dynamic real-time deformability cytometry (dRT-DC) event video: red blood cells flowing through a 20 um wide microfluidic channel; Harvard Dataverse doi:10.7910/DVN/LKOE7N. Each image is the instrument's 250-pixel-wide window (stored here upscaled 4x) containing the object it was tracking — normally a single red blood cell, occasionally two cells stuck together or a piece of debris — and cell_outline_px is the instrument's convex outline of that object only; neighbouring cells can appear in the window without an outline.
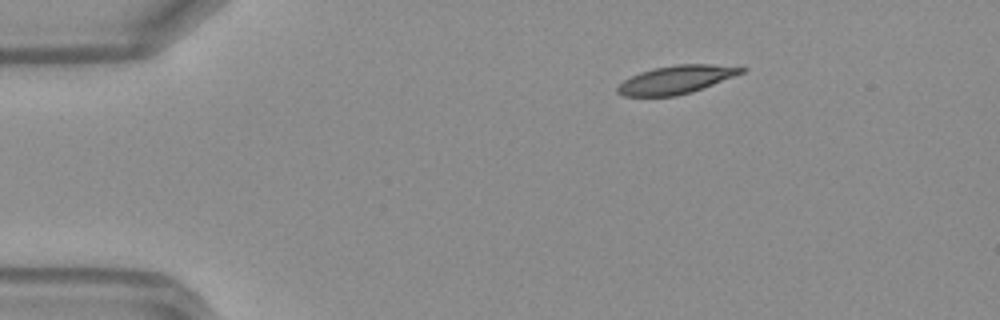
{"species": "Egyptian fruit bat (a non-hibernating species)", "species_latin": "Rousettus aegyptiacus", "temperature_condition": "warm", "stored_images_in_passage": 41, "camera_frame_rate_fps": 3000, "um_per_image_px": 0.085, "frame": {"image": 1, "passage_image": 1, "time_ms": 0.0, "image_size_px": [1000, 320], "cell_outline_px": [[748, 68], [744, 72], [692, 92], [676, 96], [624, 96], [616, 92], [616, 88], [624, 80], [640, 72], [652, 68], [676, 64], [712, 64]], "centroid_in_image_um": [57.45, 6.76], "position_along_channel_um": 27.5, "area_um2": 20.23}}
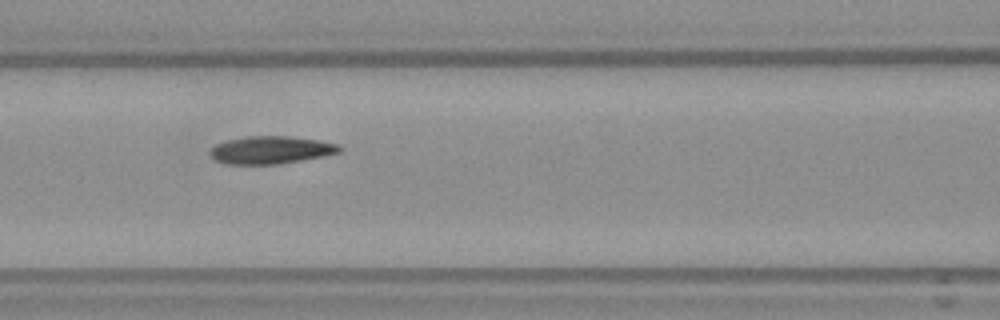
{"frame": {"image": 2, "passage_image": 14, "time_ms": 4.333, "image_size_px": [1000, 320], "cell_outline_px": [[344, 148], [340, 152], [324, 156], [276, 164], [228, 164], [216, 160], [208, 152], [216, 144], [224, 140], [244, 136], [288, 136], [320, 140], [340, 144]], "centroid_in_image_um": [23.05, 12.73], "position_along_channel_um": 143.6, "area_um2": 20.98}}
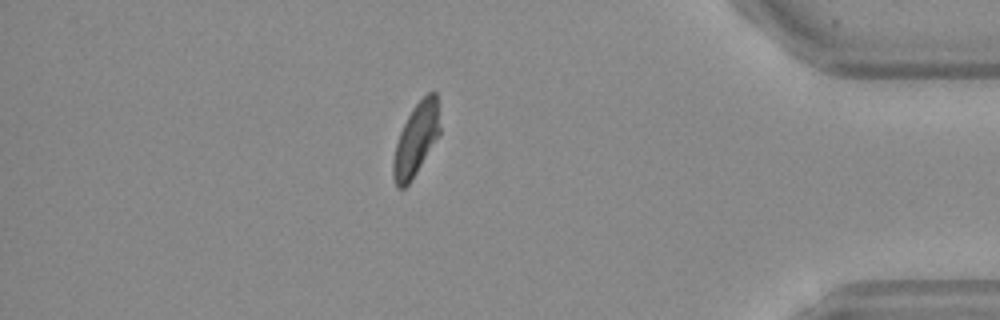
{"frame": {"image": 3, "passage_image": 35, "time_ms": 11.333, "image_size_px": [1000, 320], "cell_outline_px": [[440, 132], [416, 172], [408, 184], [404, 188], [396, 188], [392, 176], [392, 160], [396, 144], [400, 132], [412, 108], [428, 92], [436, 92], [440, 128]], "centroid_in_image_um": [35.33, 11.87], "position_along_channel_um": 399.9, "area_um2": 19.31}, "authors_computed_cell_mechanics": {"area_um2": 20.9814, "velocity_mm_per_s": 4.1787, "shape_relaxation_time_tau1_ms": 5.7582, "shape_relaxation_time_tau2_ms": 2.763, "deformation_change_tau1": 0.1874, "deformation_change_tau2": 0.0982}}